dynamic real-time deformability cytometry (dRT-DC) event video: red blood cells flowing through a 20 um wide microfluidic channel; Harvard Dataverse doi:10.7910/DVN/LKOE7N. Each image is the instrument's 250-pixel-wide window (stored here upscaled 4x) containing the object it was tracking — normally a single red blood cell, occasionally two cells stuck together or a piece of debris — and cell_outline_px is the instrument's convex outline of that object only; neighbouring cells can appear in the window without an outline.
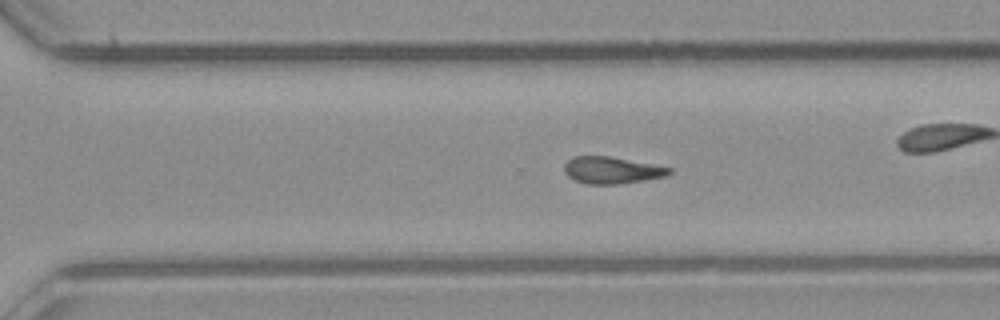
{"species": "common noctule bat (a hibernating species)", "species_latin": "Nyctalus noctula", "temperature_condition": "room temperature", "stored_images_in_passage": 38, "camera_frame_rate_fps": 3000, "um_per_image_px": 0.085, "animal": {"sex": "male", "body_mass_g": 23.1, "forearm_length_mm": 52.7}, "frame": {"image": 1, "passage_image": 27, "time_ms": 8.667, "image_size_px": [1000, 320], "cell_outline_px": [[672, 172], [664, 176], [620, 184], [588, 184], [576, 180], [568, 176], [564, 172], [564, 164], [572, 156], [608, 156], [672, 168]], "centroid_in_image_um": [51.95, 14.46], "position_along_channel_um": 318.6, "area_um2": 16.18}, "authors_computed_cell_mechanics": {"area_um2": 16.9354, "velocity_mm_per_s": 4.0291, "shape_relaxation_time_tau1_ms": null, "shape_relaxation_time_tau2_ms": 4.9805, "deformation_change_tau1": null, "deformation_change_tau2": 0.1711}}